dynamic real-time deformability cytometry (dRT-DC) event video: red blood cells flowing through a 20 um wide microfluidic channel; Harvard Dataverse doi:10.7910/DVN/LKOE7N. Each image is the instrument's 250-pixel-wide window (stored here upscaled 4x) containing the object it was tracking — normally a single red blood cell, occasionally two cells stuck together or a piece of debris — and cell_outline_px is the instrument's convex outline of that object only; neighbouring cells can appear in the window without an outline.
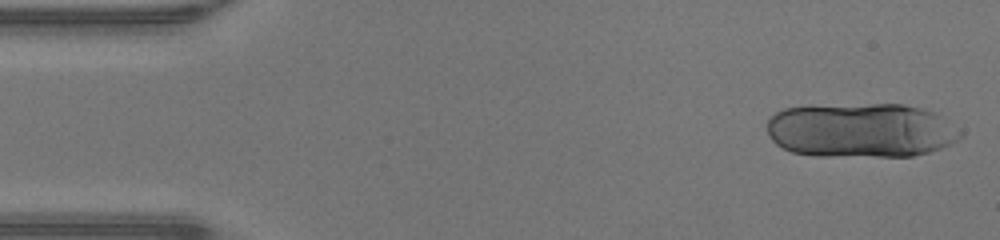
{"species": "human", "species_latin": "Homo sapiens", "temperature_condition": "warm", "stored_images_in_passage": 14, "camera_frame_rate_fps": 3000, "um_per_image_px": 0.085, "donor": {"sex": "male"}, "frame": {"image": 1, "passage_image": 1, "time_ms": 0.0, "image_size_px": [1000, 240], "cell_outline_px": [[964, 132], [952, 144], [928, 152], [912, 156], [816, 156], [792, 152], [776, 144], [772, 140], [768, 132], [768, 120], [776, 112], [784, 108], [872, 104], [900, 104], [920, 108], [932, 112]], "centroid_in_image_um": [73.18, 11.09], "position_along_channel_um": 11.8, "area_um2": 60.92}}